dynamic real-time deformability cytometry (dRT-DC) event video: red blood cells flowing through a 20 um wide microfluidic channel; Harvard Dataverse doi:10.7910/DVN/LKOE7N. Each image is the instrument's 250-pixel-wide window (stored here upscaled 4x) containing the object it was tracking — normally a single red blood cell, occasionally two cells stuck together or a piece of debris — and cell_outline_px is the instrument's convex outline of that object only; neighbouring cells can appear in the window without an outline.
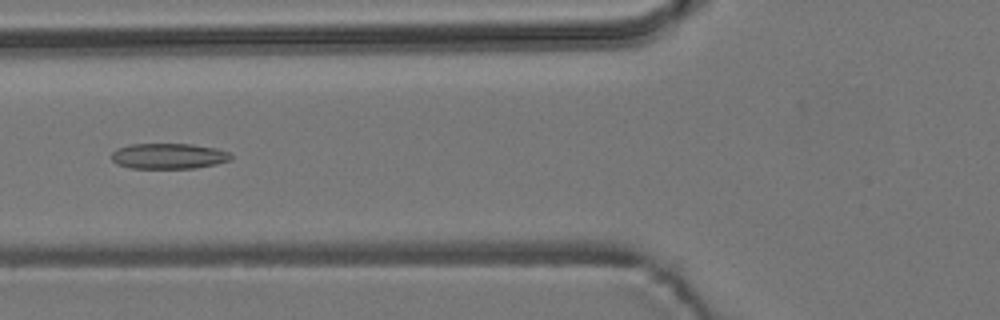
{"species": "common noctule bat (a hibernating species)", "species_latin": "Nyctalus noctula", "temperature_condition": "room temperature", "stored_images_in_passage": 5, "camera_frame_rate_fps": 3000, "um_per_image_px": 0.085, "animal": {"sex": "male", "body_mass_g": 19.2, "forearm_length_mm": 51.8}, "frame": {"image": 1, "passage_image": 5, "time_ms": 4.667, "image_size_px": [1000, 320], "cell_outline_px": [[232, 156], [228, 160], [216, 164], [196, 168], [132, 168], [116, 164], [112, 160], [112, 152], [116, 148], [128, 144], [192, 144], [216, 148], [228, 152]], "centroid_in_image_um": [14.29, 13.26], "position_along_channel_um": 111.5, "area_um2": 17.8}}